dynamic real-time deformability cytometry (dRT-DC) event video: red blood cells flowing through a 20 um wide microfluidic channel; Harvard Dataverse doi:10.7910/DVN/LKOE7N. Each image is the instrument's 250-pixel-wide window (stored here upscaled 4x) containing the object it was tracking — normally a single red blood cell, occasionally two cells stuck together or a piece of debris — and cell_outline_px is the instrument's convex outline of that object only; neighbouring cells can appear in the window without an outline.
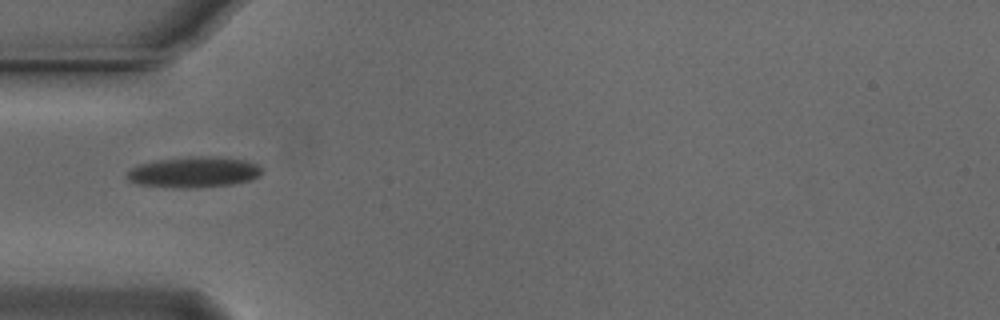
{"species": "Egyptian fruit bat (a non-hibernating species)", "species_latin": "Rousettus aegyptiacus", "temperature_condition": "cold", "stored_images_in_passage": 23, "camera_frame_rate_fps": 3000, "um_per_image_px": 0.085, "animal": {"sex": "male"}, "frame": {"image": 1, "passage_image": 1, "time_ms": 0.0, "image_size_px": [1000, 320], "cell_outline_px": [[260, 172], [252, 180], [232, 184], [192, 188], [180, 188], [136, 184], [128, 180], [124, 176], [136, 164], [156, 160], [188, 156], [216, 156], [244, 160], [256, 164], [260, 168]], "centroid_in_image_um": [16.4, 14.62], "position_along_channel_um": 68.6, "area_um2": 24.28}}
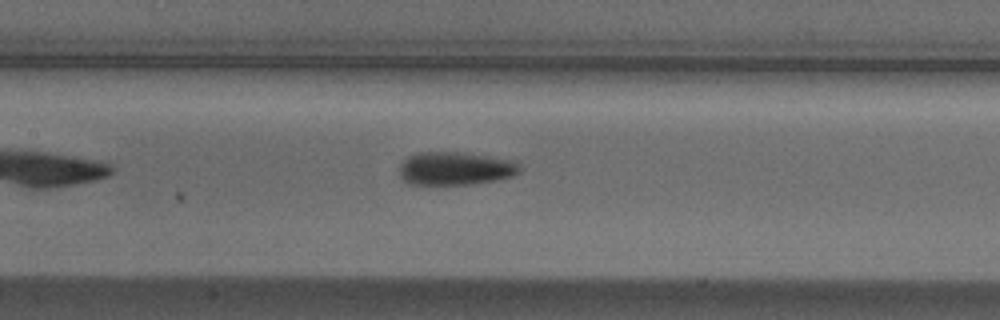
{"frame": {"image": 2, "passage_image": 9, "time_ms": 2.667, "image_size_px": [1000, 320], "cell_outline_px": [[524, 168], [520, 172], [512, 176], [496, 180], [468, 184], [408, 184], [400, 176], [400, 164], [408, 156], [416, 152], [460, 152], [512, 160], [520, 164]], "centroid_in_image_um": [38.71, 14.31], "position_along_channel_um": 168.7, "area_um2": 23.29}}
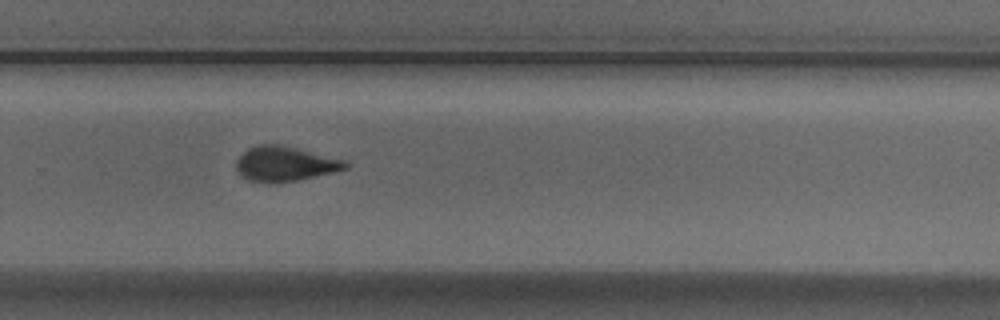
{"frame": {"image": 3, "passage_image": 20, "time_ms": 6.333, "image_size_px": [1000, 320], "cell_outline_px": [[348, 168], [332, 172], [296, 180], [268, 184], [248, 180], [240, 176], [236, 168], [236, 160], [248, 148], [260, 144], [276, 144], [296, 148], [344, 160], [348, 164]], "centroid_in_image_um": [24.16, 13.94], "position_along_channel_um": 305.6, "area_um2": 21.96}}